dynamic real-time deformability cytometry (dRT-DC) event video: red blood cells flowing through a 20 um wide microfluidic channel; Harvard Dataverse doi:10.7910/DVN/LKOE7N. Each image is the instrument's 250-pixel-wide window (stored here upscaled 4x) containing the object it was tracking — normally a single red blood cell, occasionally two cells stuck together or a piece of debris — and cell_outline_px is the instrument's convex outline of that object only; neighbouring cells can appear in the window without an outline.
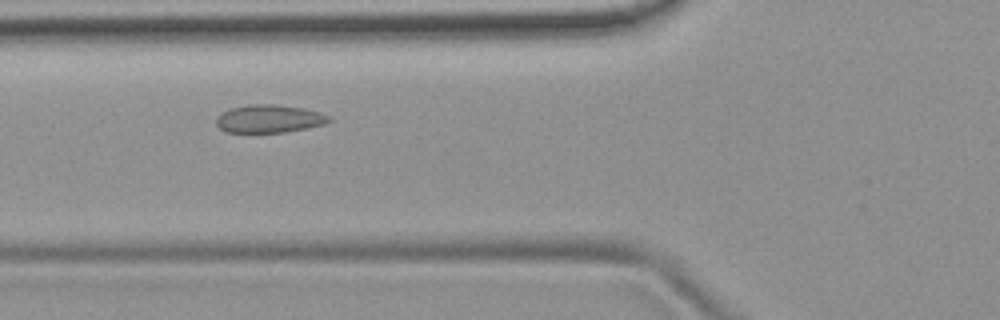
{"species": "common noctule bat (a hibernating species)", "species_latin": "Nyctalus noctula", "temperature_condition": "room temperature", "stored_images_in_passage": 5, "camera_frame_rate_fps": 3000, "um_per_image_px": 0.085, "animal": {"sex": "female", "body_mass_g": 19.9}, "frame": {"image": 1, "passage_image": 4, "time_ms": 1.0, "image_size_px": [1000, 320], "cell_outline_px": [[332, 120], [324, 124], [284, 132], [224, 132], [216, 124], [216, 116], [232, 108], [248, 104], [272, 104], [304, 108], [320, 112], [328, 116]], "centroid_in_image_um": [22.86, 10.09], "position_along_channel_um": 102.9, "area_um2": 18.21}}
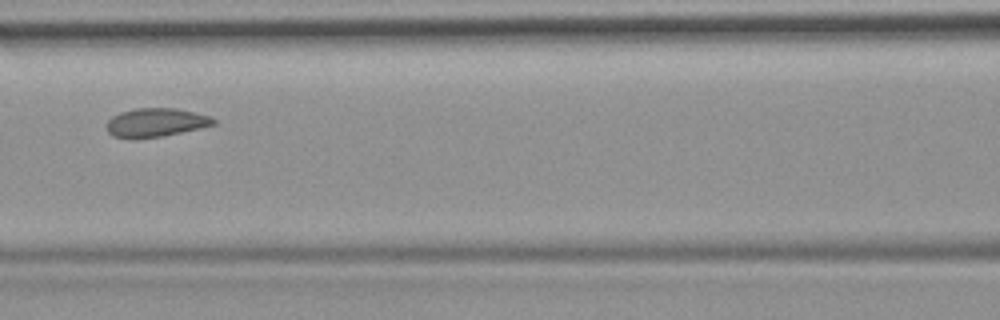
{"frame": {"image": 2, "passage_image": 5, "time_ms": 1.333, "image_size_px": [1000, 320], "cell_outline_px": [[216, 124], [200, 128], [164, 136], [132, 140], [112, 136], [108, 132], [108, 120], [112, 116], [120, 112], [136, 108], [176, 108], [196, 112], [208, 116], [216, 120]], "centroid_in_image_um": [13.23, 10.43], "position_along_channel_um": 153.4, "area_um2": 18.09}}